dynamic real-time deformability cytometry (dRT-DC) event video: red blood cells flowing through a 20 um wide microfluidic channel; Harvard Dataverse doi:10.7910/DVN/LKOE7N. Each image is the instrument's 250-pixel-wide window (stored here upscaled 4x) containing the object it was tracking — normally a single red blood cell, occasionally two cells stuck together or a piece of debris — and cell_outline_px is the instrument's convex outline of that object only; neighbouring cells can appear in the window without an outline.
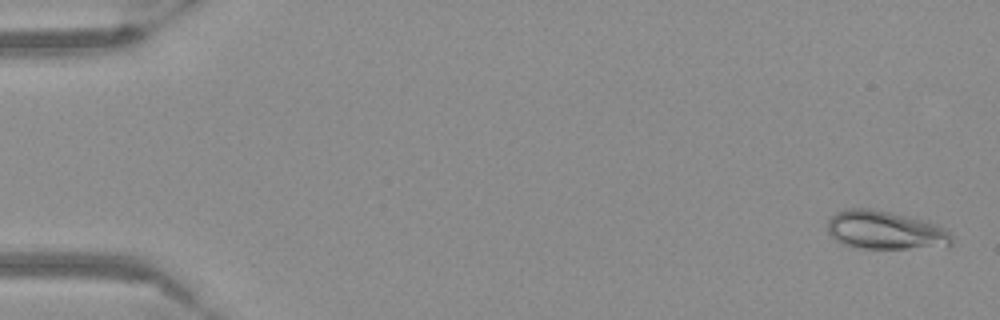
{"species": "Egyptian fruit bat (a non-hibernating species)", "species_latin": "Rousettus aegyptiacus", "temperature_condition": "warm", "stored_images_in_passage": 54, "camera_frame_rate_fps": 3000, "um_per_image_px": 0.085, "frame": {"image": 1, "passage_image": 2, "time_ms": 0.333, "image_size_px": [1000, 320], "cell_outline_px": [[952, 244], [908, 248], [864, 248], [844, 244], [836, 240], [828, 232], [828, 220], [836, 212], [848, 208], [872, 208], [892, 212], [924, 220], [936, 224], [944, 228], [952, 236]], "centroid_in_image_um": [75.21, 19.54], "position_along_channel_um": 9.8, "area_um2": 27.46}}
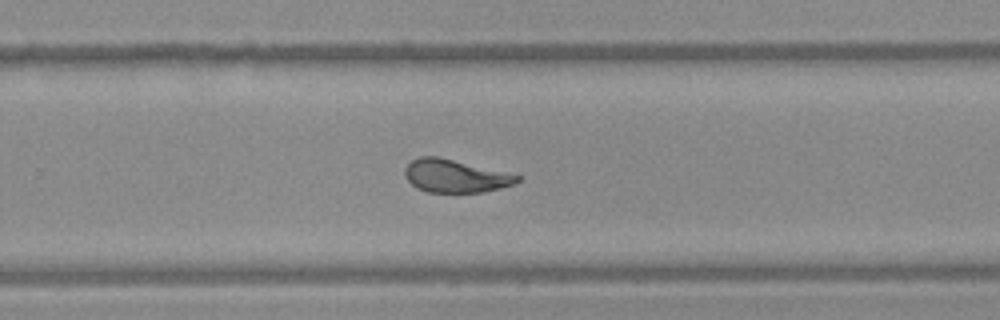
{"frame": {"image": 2, "passage_image": 36, "time_ms": 11.667, "image_size_px": [1000, 320], "cell_outline_px": [[520, 180], [512, 184], [500, 188], [480, 192], [428, 192], [416, 188], [404, 176], [404, 168], [412, 160], [420, 156], [436, 156], [520, 176]], "centroid_in_image_um": [38.62, 14.96], "position_along_channel_um": 291.2, "area_um2": 21.1}}
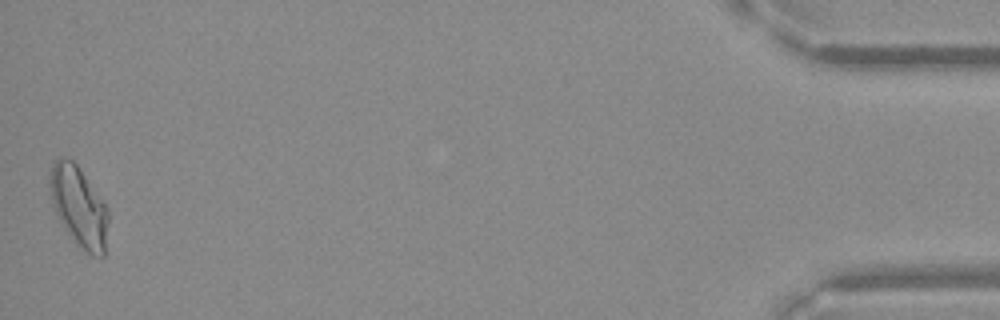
{"frame": {"image": 3, "passage_image": 54, "time_ms": 17.667, "image_size_px": [1000, 320], "cell_outline_px": [[108, 220], [104, 256], [92, 256], [80, 248], [72, 240], [64, 228], [52, 204], [48, 184], [48, 180], [52, 164], [60, 156], [72, 160], [80, 168], [104, 204], [108, 212]], "centroid_in_image_um": [6.67, 17.56], "position_along_channel_um": 428.5, "area_um2": 27.22}}